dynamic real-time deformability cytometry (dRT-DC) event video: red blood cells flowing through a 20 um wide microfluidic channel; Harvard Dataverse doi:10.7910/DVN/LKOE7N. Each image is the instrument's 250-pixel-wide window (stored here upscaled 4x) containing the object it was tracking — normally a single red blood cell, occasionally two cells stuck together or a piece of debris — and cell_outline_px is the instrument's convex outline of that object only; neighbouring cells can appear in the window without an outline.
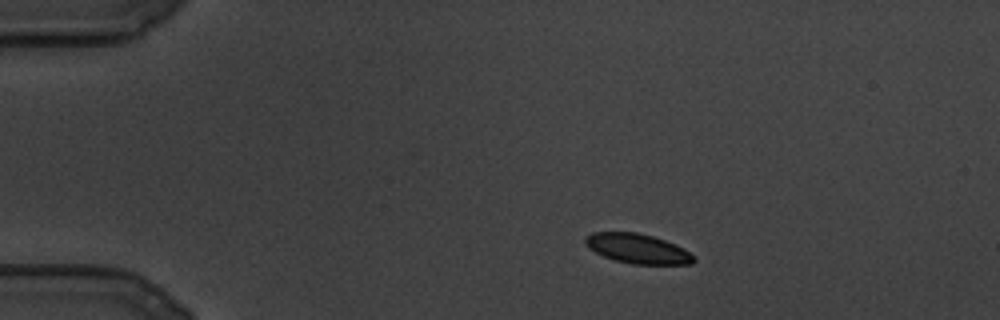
{"species": "common noctule bat (a hibernating species)", "species_latin": "Nyctalus noctula", "temperature_condition": "cold", "stored_images_in_passage": 96, "camera_frame_rate_fps": 3000, "um_per_image_px": 0.085, "animal": {"sex": "male", "body_mass_g": 19.5, "forearm_length_mm": 54.6}, "frame": {"image": 1, "passage_image": 1, "time_ms": 0.0, "image_size_px": [1000, 320], "cell_outline_px": [[696, 260], [692, 264], [632, 264], [616, 260], [604, 256], [588, 248], [584, 244], [584, 236], [592, 232], [636, 232], [652, 236], [664, 240], [684, 248], [696, 256]], "centroid_in_image_um": [54.19, 21.13], "position_along_channel_um": 30.8, "area_um2": 18.84}}
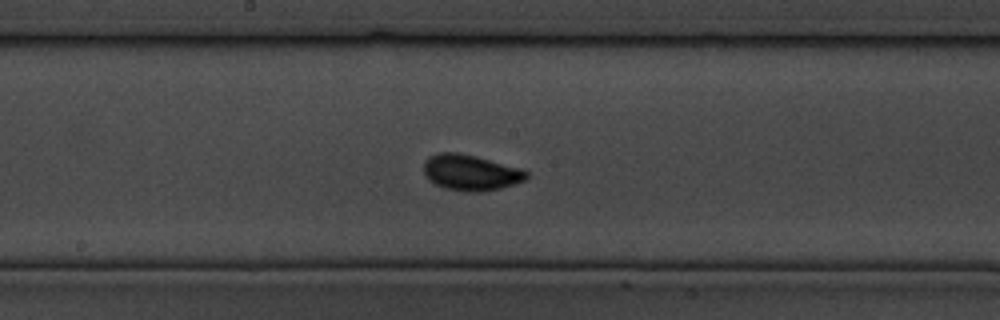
{"frame": {"image": 2, "passage_image": 42, "time_ms": 13.667, "image_size_px": [1000, 320], "cell_outline_px": [[528, 176], [524, 180], [500, 188], [476, 192], [468, 192], [444, 188], [428, 180], [424, 176], [424, 160], [428, 156], [436, 152], [456, 152], [476, 156], [520, 168], [528, 172]], "centroid_in_image_um": [39.95, 14.65], "position_along_channel_um": 208.3, "area_um2": 21.44}}
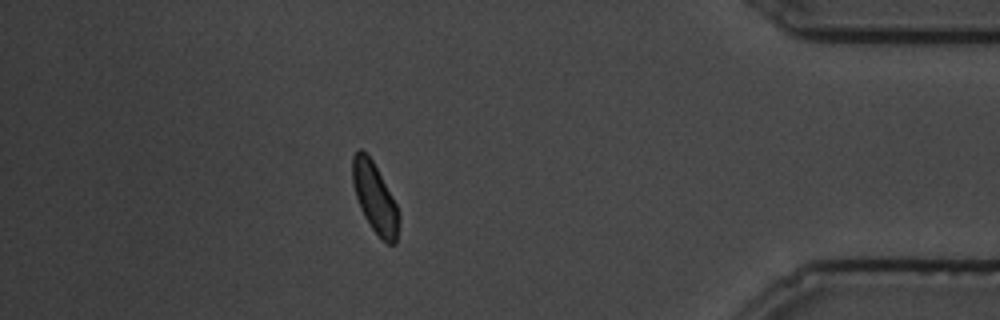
{"frame": {"image": 3, "passage_image": 82, "time_ms": 27.0, "image_size_px": [1000, 320], "cell_outline_px": [[400, 216], [396, 244], [388, 244], [372, 228], [364, 216], [360, 208], [352, 184], [352, 156], [360, 148], [372, 160], [396, 204]], "centroid_in_image_um": [31.85, 16.82], "position_along_channel_um": 403.3, "area_um2": 18.55}}